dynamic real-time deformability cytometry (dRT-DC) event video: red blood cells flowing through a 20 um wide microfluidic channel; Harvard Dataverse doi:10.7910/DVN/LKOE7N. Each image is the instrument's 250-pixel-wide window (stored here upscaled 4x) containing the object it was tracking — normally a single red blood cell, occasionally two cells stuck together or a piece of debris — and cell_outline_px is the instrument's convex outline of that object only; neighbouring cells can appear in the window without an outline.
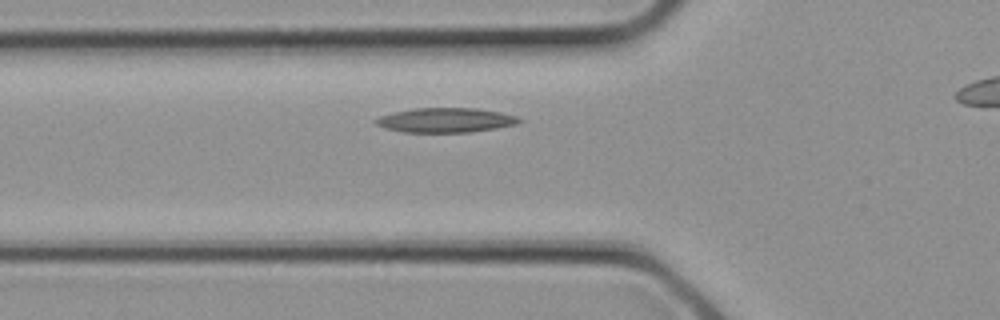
{"species": "common noctule bat (a hibernating species)", "species_latin": "Nyctalus noctula", "temperature_condition": "cold", "stored_images_in_passage": 21, "camera_frame_rate_fps": 3000, "um_per_image_px": 0.085, "animal": {"sex": "female", "body_mass_g": 21.9}, "frame": {"image": 1, "passage_image": 7, "time_ms": 2.0, "image_size_px": [1000, 320], "cell_outline_px": [[524, 120], [516, 124], [496, 128], [472, 132], [404, 132], [384, 128], [376, 124], [372, 120], [380, 116], [392, 112], [412, 108], [476, 108], [500, 112], [516, 116]], "centroid_in_image_um": [37.85, 10.21], "position_along_channel_um": 87.9, "area_um2": 20.63}}
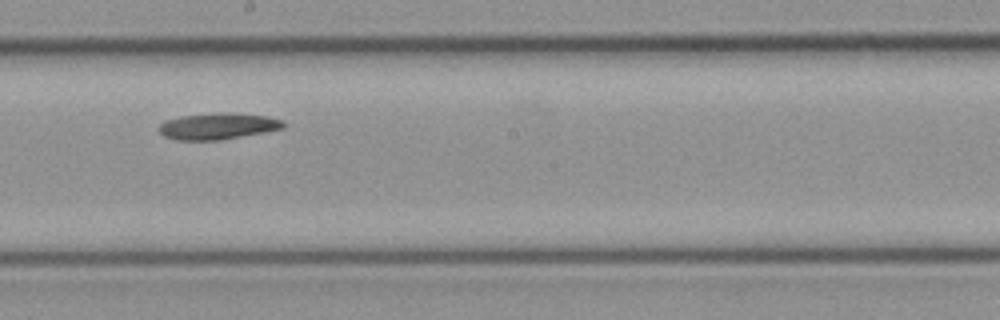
{"frame": {"image": 2, "passage_image": 13, "time_ms": 4.0, "image_size_px": [1000, 320], "cell_outline_px": [[284, 128], [264, 132], [220, 140], [176, 140], [164, 136], [156, 128], [164, 120], [180, 116], [216, 112], [232, 112], [264, 116], [284, 120]], "centroid_in_image_um": [18.47, 10.71], "position_along_channel_um": 229.7, "area_um2": 19.31}}
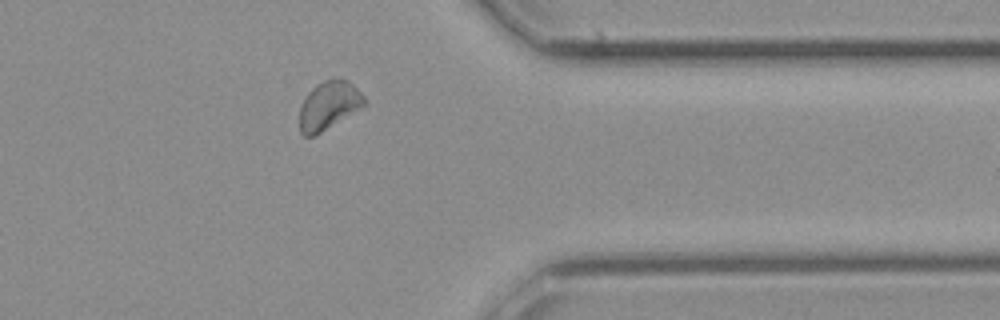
{"frame": {"image": 3, "passage_image": 20, "time_ms": 6.333, "image_size_px": [1000, 320], "cell_outline_px": [[368, 104], [364, 108], [320, 132], [312, 136], [304, 136], [300, 132], [300, 108], [304, 96], [316, 84], [324, 80], [336, 76], [348, 80], [364, 96]], "centroid_in_image_um": [27.98, 8.93], "position_along_channel_um": 383.4, "area_um2": 18.61}}